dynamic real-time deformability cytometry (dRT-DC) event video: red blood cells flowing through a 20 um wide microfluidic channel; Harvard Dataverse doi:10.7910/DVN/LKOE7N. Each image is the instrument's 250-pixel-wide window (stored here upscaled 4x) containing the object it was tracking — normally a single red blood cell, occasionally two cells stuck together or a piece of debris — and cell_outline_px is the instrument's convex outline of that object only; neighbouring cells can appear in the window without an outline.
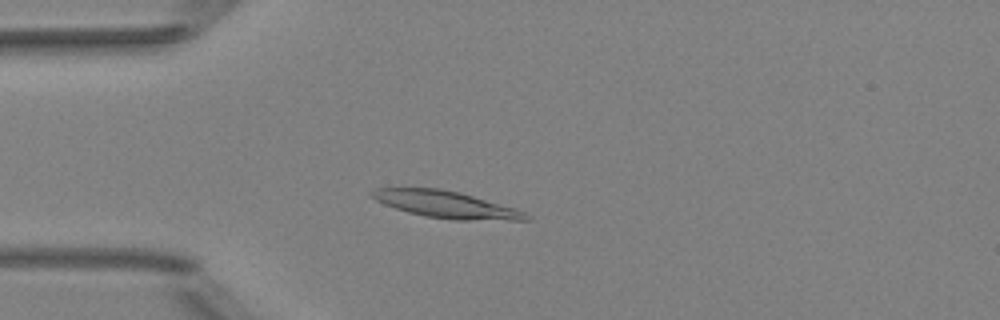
{"species": "Egyptian fruit bat (a non-hibernating species)", "species_latin": "Rousettus aegyptiacus", "temperature_condition": "room temperature", "stored_images_in_passage": 45, "camera_frame_rate_fps": 3000, "um_per_image_px": 0.085, "animal": {"sex": "female"}, "frame": {"image": 1, "passage_image": 8, "time_ms": 2.333, "image_size_px": [1000, 320], "cell_outline_px": [[532, 220], [452, 220], [424, 216], [408, 212], [384, 204], [368, 196], [368, 192], [376, 188], [440, 188], [460, 192], [516, 208], [524, 212]], "centroid_in_image_um": [37.89, 17.38], "position_along_channel_um": 47.1, "area_um2": 24.28}}
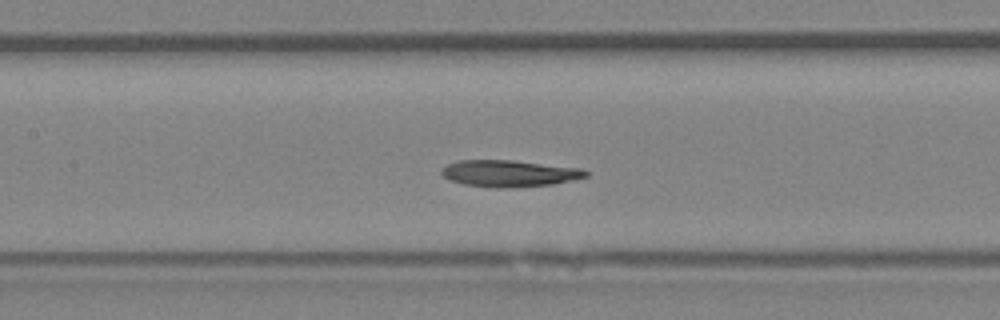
{"frame": {"image": 2, "passage_image": 18, "time_ms": 5.667, "image_size_px": [1000, 320], "cell_outline_px": [[588, 176], [572, 180], [552, 184], [496, 188], [464, 184], [448, 180], [440, 172], [440, 168], [456, 160], [512, 160], [580, 168], [588, 172]], "centroid_in_image_um": [43.23, 14.73], "position_along_channel_um": 164.2, "area_um2": 22.25}}
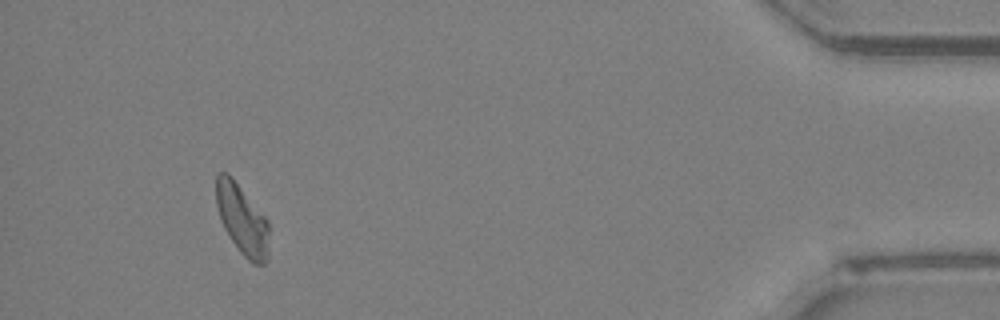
{"frame": {"image": 3, "passage_image": 42, "time_ms": 13.667, "image_size_px": [1000, 320], "cell_outline_px": [[268, 260], [264, 264], [252, 264], [240, 252], [224, 228], [220, 220], [216, 204], [216, 172], [228, 172], [232, 176], [268, 220]], "centroid_in_image_um": [20.57, 18.64], "position_along_channel_um": 414.6, "area_um2": 21.73}, "authors_computed_cell_mechanics": {"area_um2": 22.4264, "velocity_mm_per_s": 3.9712, "shape_relaxation_time_tau1_ms": 6.8085, "shape_relaxation_time_tau2_ms": null, "deformation_change_tau1": 0.1706, "deformation_change_tau2": null}}